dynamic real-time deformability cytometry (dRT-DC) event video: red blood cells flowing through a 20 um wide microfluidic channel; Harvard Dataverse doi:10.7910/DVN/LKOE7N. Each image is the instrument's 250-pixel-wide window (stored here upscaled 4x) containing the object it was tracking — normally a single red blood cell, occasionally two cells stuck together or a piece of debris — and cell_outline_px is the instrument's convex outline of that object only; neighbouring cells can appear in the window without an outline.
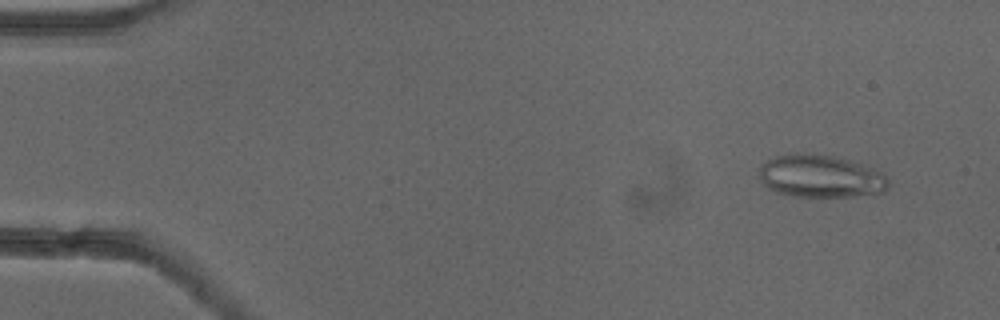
{"species": "common noctule bat (a hibernating species)", "species_latin": "Nyctalus noctula", "temperature_condition": "cold", "stored_images_in_passage": 52, "camera_frame_rate_fps": 3000, "um_per_image_px": 0.085, "animal": {"sex": "female"}, "frame": {"image": 1, "passage_image": 4, "time_ms": 1.0, "image_size_px": [1000, 320], "cell_outline_px": [[888, 184], [884, 192], [852, 196], [792, 196], [776, 192], [768, 188], [760, 180], [760, 164], [776, 156], [796, 152], [812, 152], [832, 156], [848, 160], [884, 172], [888, 180]], "centroid_in_image_um": [69.72, 14.96], "position_along_channel_um": 15.3, "area_um2": 32.19}}
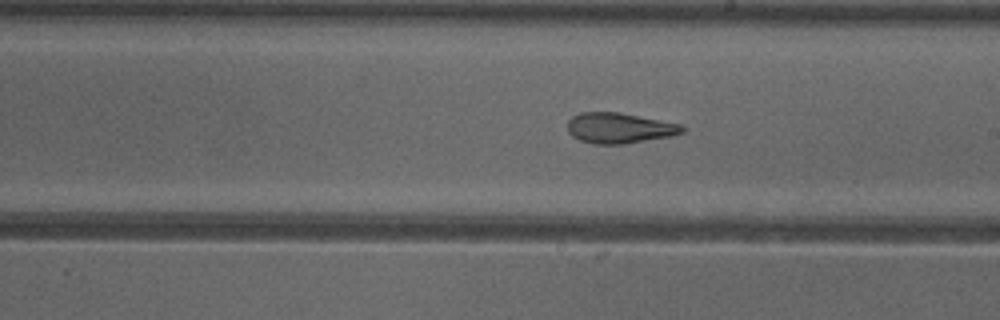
{"frame": {"image": 2, "passage_image": 30, "time_ms": 9.667, "image_size_px": [1000, 320], "cell_outline_px": [[684, 132], [672, 136], [624, 144], [596, 144], [580, 140], [572, 136], [568, 132], [568, 120], [572, 116], [580, 112], [620, 112], [684, 124]], "centroid_in_image_um": [52.67, 10.87], "position_along_channel_um": 236.3, "area_um2": 20.63}}
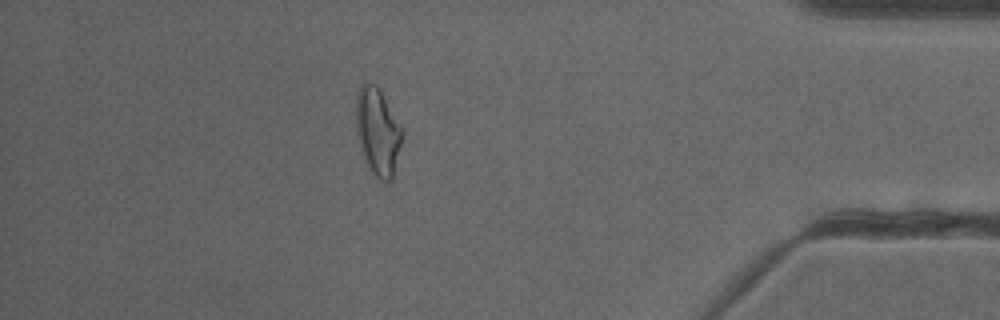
{"frame": {"image": 3, "passage_image": 46, "time_ms": 15.0, "image_size_px": [1000, 320], "cell_outline_px": [[404, 132], [392, 180], [388, 184], [380, 180], [368, 168], [364, 160], [360, 148], [356, 132], [356, 96], [360, 88], [364, 84], [376, 84], [380, 88], [404, 128]], "centroid_in_image_um": [32.13, 11.21], "position_along_channel_um": 403.1, "area_um2": 23.99}, "authors_computed_cell_mechanics": {"area_um2": 23.4957, "velocity_mm_per_s": 3.8977, "shape_relaxation_time_tau1_ms": null, "shape_relaxation_time_tau2_ms": 2.6581, "deformation_change_tau1": null, "deformation_change_tau2": 0.1183}}